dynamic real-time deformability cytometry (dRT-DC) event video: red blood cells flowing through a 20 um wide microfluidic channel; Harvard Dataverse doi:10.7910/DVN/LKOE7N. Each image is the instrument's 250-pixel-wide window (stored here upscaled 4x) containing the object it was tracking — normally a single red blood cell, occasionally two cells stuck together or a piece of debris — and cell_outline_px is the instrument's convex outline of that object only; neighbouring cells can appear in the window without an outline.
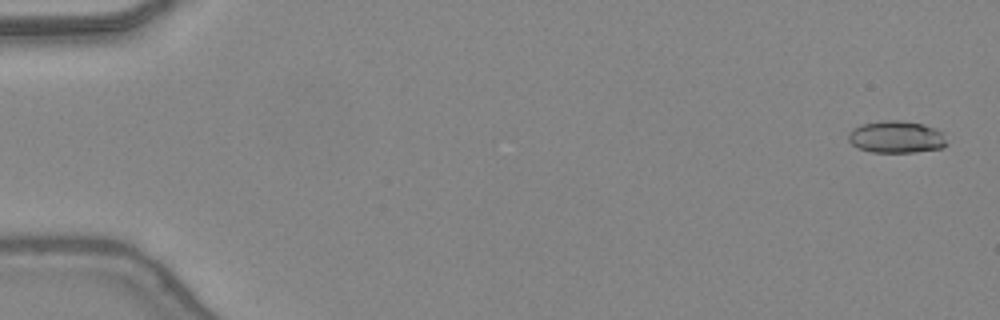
{"species": "common noctule bat (a hibernating species)", "species_latin": "Nyctalus noctula", "temperature_condition": "warm", "stored_images_in_passage": 48, "camera_frame_rate_fps": 3000, "um_per_image_px": 0.085, "animal": {"sex": "female", "body_mass_g": 24.6, "forearm_length_mm": 56.2}, "frame": {"image": 1, "passage_image": 2, "time_ms": 0.333, "image_size_px": [1000, 320], "cell_outline_px": [[948, 144], [940, 148], [916, 152], [872, 152], [856, 148], [848, 140], [848, 132], [860, 124], [880, 120], [900, 120], [924, 124], [936, 128], [940, 132]], "centroid_in_image_um": [76.14, 11.63], "position_along_channel_um": 8.9, "area_um2": 18.55}}
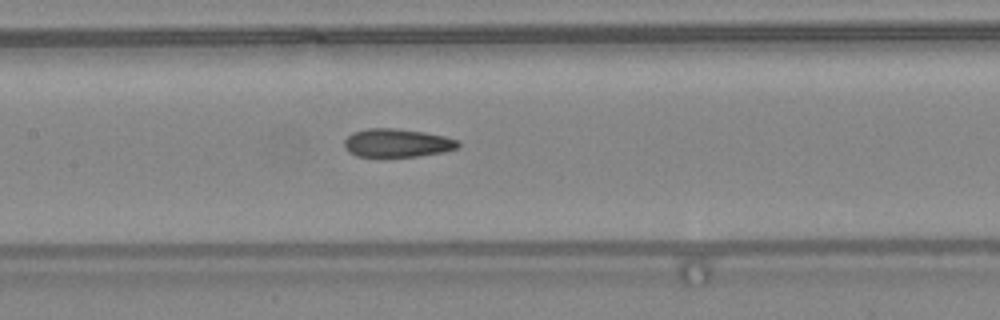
{"frame": {"image": 2, "passage_image": 24, "time_ms": 7.667, "image_size_px": [1000, 320], "cell_outline_px": [[460, 144], [456, 148], [444, 152], [420, 156], [356, 156], [348, 152], [344, 148], [344, 140], [352, 132], [368, 128], [396, 128], [424, 132], [444, 136], [460, 140]], "centroid_in_image_um": [33.75, 12.14], "position_along_channel_um": 173.7, "area_um2": 18.9}}
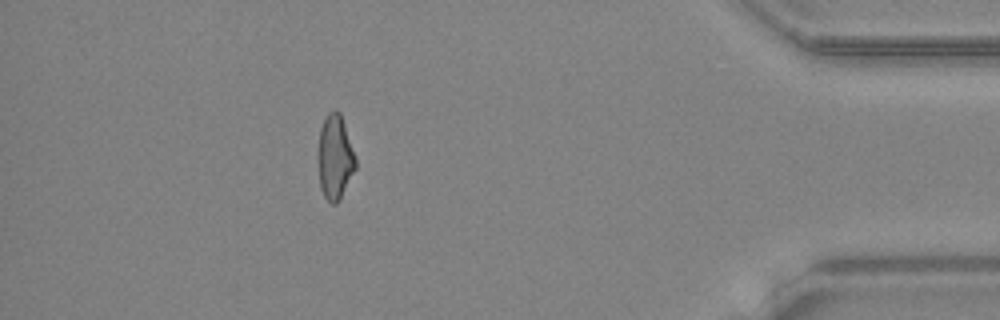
{"frame": {"image": 3, "passage_image": 43, "time_ms": 14.0, "image_size_px": [1000, 320], "cell_outline_px": [[356, 168], [340, 200], [336, 204], [332, 204], [324, 196], [320, 188], [316, 152], [320, 128], [328, 112], [332, 108], [336, 108], [340, 112], [356, 160]], "centroid_in_image_um": [28.43, 13.36], "position_along_channel_um": 406.8, "area_um2": 18.84}, "authors_computed_cell_mechanics": {"area_um2": 18.8717, "velocity_mm_per_s": 4.4301, "shape_relaxation_time_tau1_ms": null, "shape_relaxation_time_tau2_ms": 2.1037, "deformation_change_tau1": null, "deformation_change_tau2": 0.1051}}